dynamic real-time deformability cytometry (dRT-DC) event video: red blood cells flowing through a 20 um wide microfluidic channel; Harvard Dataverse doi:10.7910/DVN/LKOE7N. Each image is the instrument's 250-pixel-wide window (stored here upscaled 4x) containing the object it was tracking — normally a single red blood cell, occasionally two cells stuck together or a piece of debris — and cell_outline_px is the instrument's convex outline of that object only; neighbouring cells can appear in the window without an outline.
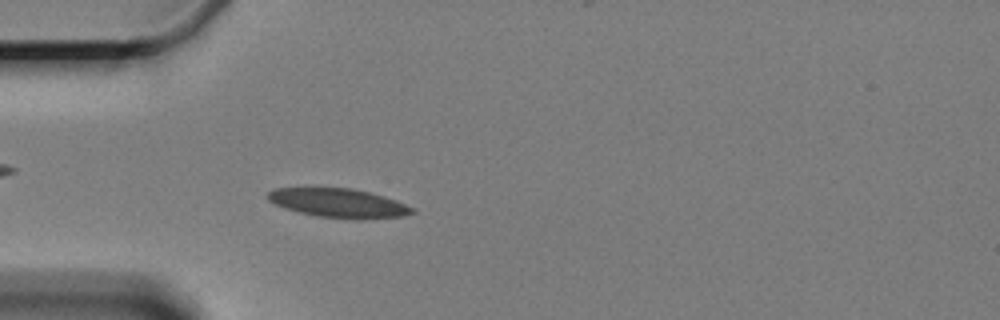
{"species": "Egyptian fruit bat (a non-hibernating species)", "species_latin": "Rousettus aegyptiacus", "temperature_condition": "cold", "stored_images_in_passage": 2, "camera_frame_rate_fps": 3000, "um_per_image_px": 0.085, "animal": {"sex": "female"}, "frame": {"image": 1, "passage_image": 2, "time_ms": 2.0, "image_size_px": [1000, 320], "cell_outline_px": [[416, 212], [404, 216], [364, 220], [352, 220], [316, 216], [284, 208], [268, 200], [268, 192], [276, 188], [352, 188], [384, 196], [396, 200], [416, 208]], "centroid_in_image_um": [28.85, 17.28], "position_along_channel_um": 56.1, "area_um2": 24.68}}